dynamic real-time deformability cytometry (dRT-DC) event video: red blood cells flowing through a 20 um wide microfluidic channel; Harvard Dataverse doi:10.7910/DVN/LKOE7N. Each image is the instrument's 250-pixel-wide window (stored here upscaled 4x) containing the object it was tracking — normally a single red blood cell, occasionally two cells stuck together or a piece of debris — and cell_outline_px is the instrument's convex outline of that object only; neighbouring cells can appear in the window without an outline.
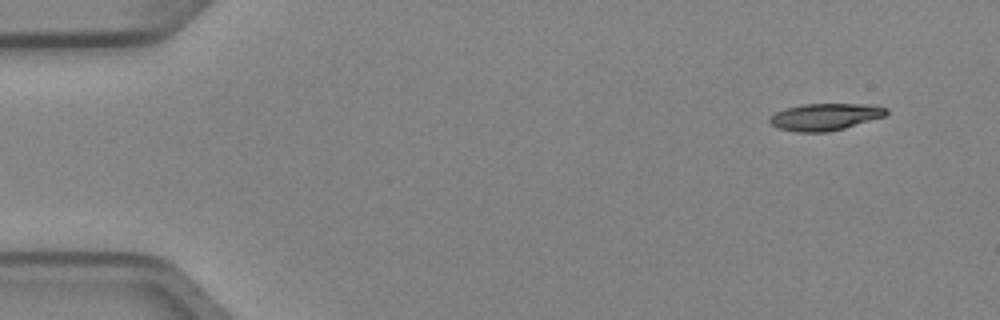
{"species": "Egyptian fruit bat (a non-hibernating species)", "species_latin": "Rousettus aegyptiacus", "temperature_condition": "cold", "stored_images_in_passage": 3, "camera_frame_rate_fps": 3000, "um_per_image_px": 0.085, "animal": {"sex": "female"}, "frame": {"image": 1, "passage_image": 1, "time_ms": 0.0, "image_size_px": [1000, 320], "cell_outline_px": [[888, 112], [884, 116], [844, 128], [828, 132], [796, 132], [780, 128], [772, 124], [768, 120], [776, 112], [788, 108], [804, 104], [868, 104], [888, 108]], "centroid_in_image_um": [70.16, 9.93], "position_along_channel_um": 14.8, "area_um2": 18.03}}